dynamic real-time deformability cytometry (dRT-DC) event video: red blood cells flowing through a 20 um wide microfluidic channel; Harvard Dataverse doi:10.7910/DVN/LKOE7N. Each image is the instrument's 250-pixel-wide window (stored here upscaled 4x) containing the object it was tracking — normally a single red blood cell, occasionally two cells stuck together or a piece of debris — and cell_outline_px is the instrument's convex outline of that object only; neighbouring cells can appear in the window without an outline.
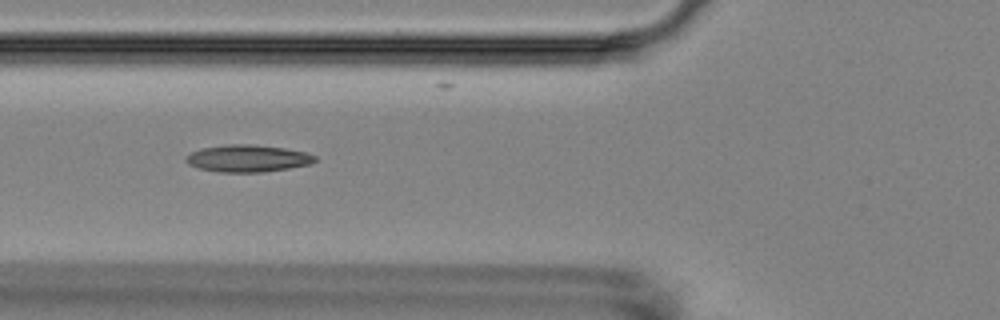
{"species": "Egyptian fruit bat (a non-hibernating species)", "species_latin": "Rousettus aegyptiacus", "temperature_condition": "room temperature", "stored_images_in_passage": 7, "camera_frame_rate_fps": 3000, "um_per_image_px": 0.085, "animal": {"sex": "female"}, "frame": {"image": 1, "passage_image": 6, "time_ms": 6.667, "image_size_px": [1000, 320], "cell_outline_px": [[316, 160], [308, 164], [288, 168], [264, 172], [220, 172], [200, 168], [188, 164], [184, 160], [192, 152], [200, 148], [224, 144], [252, 144], [284, 148], [304, 152], [316, 156]], "centroid_in_image_um": [21.02, 13.45], "position_along_channel_um": 104.8, "area_um2": 20.23}}